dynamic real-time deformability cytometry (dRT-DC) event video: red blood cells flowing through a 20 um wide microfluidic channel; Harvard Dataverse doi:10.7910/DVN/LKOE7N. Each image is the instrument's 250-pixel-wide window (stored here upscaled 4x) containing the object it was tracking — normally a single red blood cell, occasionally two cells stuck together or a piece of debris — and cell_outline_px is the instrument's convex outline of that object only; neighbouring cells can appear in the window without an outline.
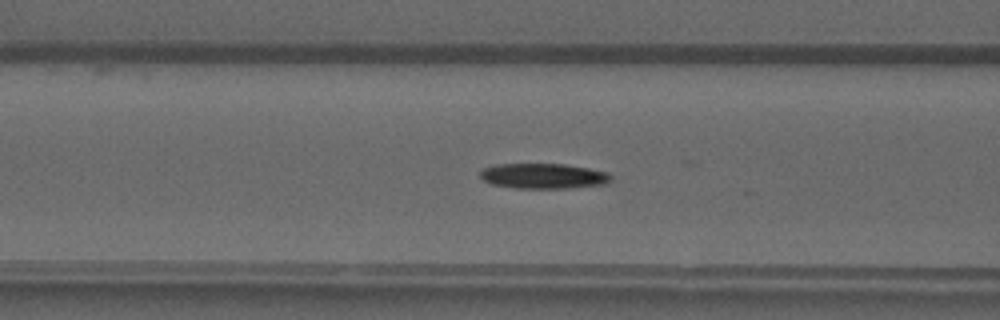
{"species": "common noctule bat (a hibernating species)", "species_latin": "Nyctalus noctula", "temperature_condition": "warm", "stored_images_in_passage": 51, "camera_frame_rate_fps": 3000, "um_per_image_px": 0.085, "animal": {"sex": "male", "forearm_length_mm": 52.5}, "frame": {"image": 1, "passage_image": 20, "time_ms": 6.333, "image_size_px": [1000, 320], "cell_outline_px": [[612, 180], [604, 184], [568, 188], [516, 188], [492, 184], [484, 180], [480, 176], [480, 172], [484, 168], [496, 164], [564, 164], [588, 168], [608, 172], [612, 176]], "centroid_in_image_um": [46.21, 14.96], "position_along_channel_um": 120.4, "area_um2": 19.19}}
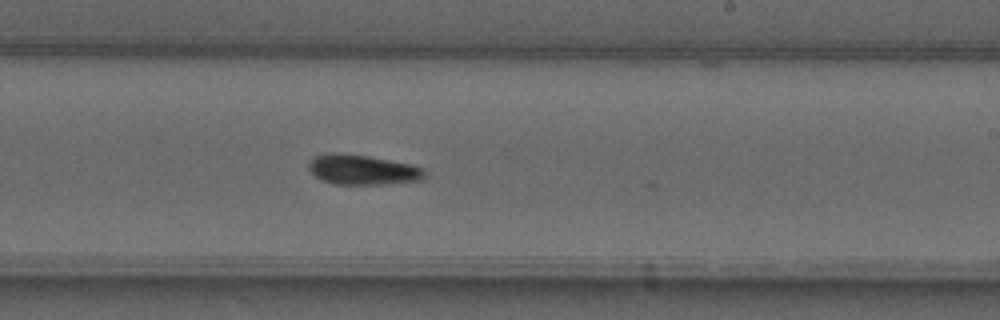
{"frame": {"image": 2, "passage_image": 30, "time_ms": 9.667, "image_size_px": [1000, 320], "cell_outline_px": [[424, 180], [388, 184], [332, 184], [316, 176], [308, 168], [308, 164], [316, 156], [328, 152], [336, 152], [368, 156], [412, 164], [424, 168]], "centroid_in_image_um": [30.85, 14.43], "position_along_channel_um": 258.2, "area_um2": 20.29}}
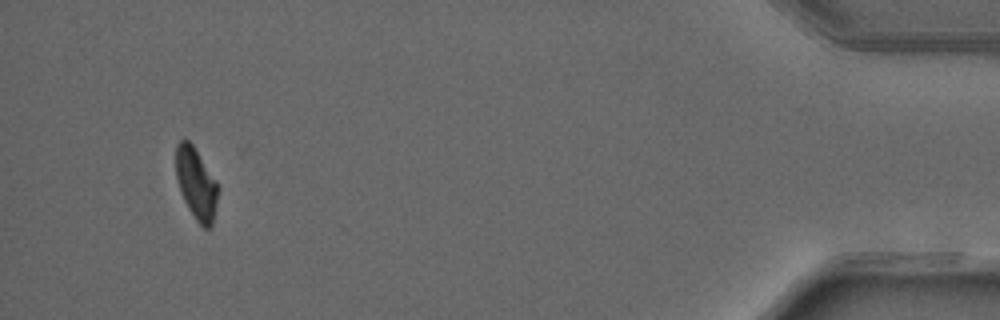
{"frame": {"image": 3, "passage_image": 47, "time_ms": 15.333, "image_size_px": [1000, 320], "cell_outline_px": [[220, 188], [212, 224], [208, 228], [204, 228], [196, 220], [188, 208], [184, 200], [176, 180], [176, 144], [180, 140], [188, 140], [192, 144], [216, 180]], "centroid_in_image_um": [16.68, 15.61], "position_along_channel_um": 418.5, "area_um2": 17.51}, "authors_computed_cell_mechanics": {"area_um2": 18.496, "velocity_mm_per_s": 4.1469, "shape_relaxation_time_tau1_ms": 3.8141, "shape_relaxation_time_tau2_ms": null, "deformation_change_tau1": 0.1918, "deformation_change_tau2": null}}